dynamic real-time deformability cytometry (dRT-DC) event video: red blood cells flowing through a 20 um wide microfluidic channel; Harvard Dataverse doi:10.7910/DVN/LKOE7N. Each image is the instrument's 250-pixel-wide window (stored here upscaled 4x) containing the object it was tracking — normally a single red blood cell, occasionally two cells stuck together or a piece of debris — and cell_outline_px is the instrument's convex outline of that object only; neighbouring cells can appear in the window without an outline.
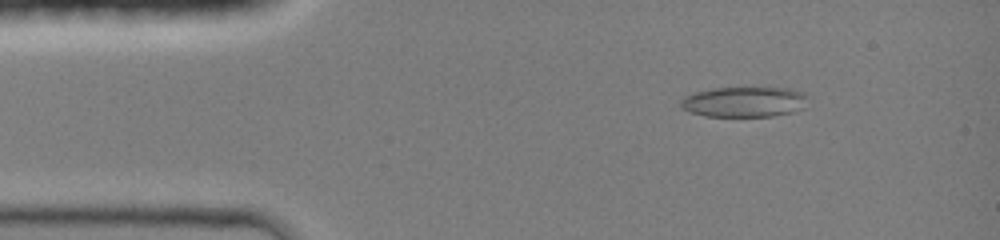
{"species": "common noctule bat (a hibernating species)", "species_latin": "Nyctalus noctula", "temperature_condition": "room temperature", "stored_images_in_passage": 44, "camera_frame_rate_fps": 3000, "um_per_image_px": 0.085, "animal": {"sex": "female", "body_mass_g": 19.0, "forearm_length_mm": 51.5}, "frame": {"image": 1, "passage_image": 6, "time_ms": 1.667, "image_size_px": [1000, 240], "cell_outline_px": [[808, 96], [804, 108], [792, 112], [772, 116], [704, 116], [688, 112], [680, 108], [680, 100], [684, 96], [696, 92], [712, 88], [788, 88], [804, 92]], "centroid_in_image_um": [63.24, 8.66], "position_along_channel_um": 21.8, "area_um2": 22.66}}
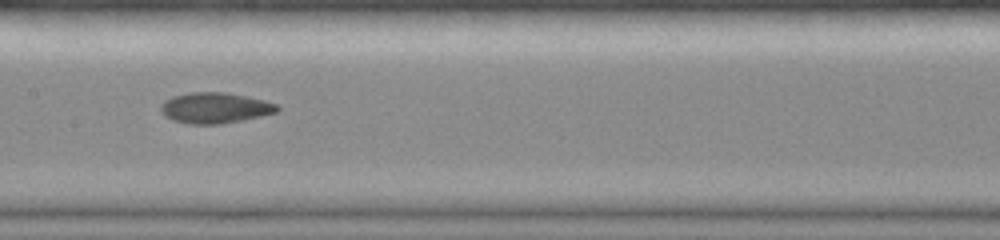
{"frame": {"image": 2, "passage_image": 22, "time_ms": 7.0, "image_size_px": [1000, 240], "cell_outline_px": [[280, 108], [276, 112], [260, 116], [220, 124], [188, 124], [172, 120], [164, 116], [160, 112], [160, 104], [164, 100], [172, 96], [188, 92], [224, 92], [264, 100], [276, 104]], "centroid_in_image_um": [18.2, 9.17], "position_along_channel_um": 189.2, "area_um2": 20.87}}
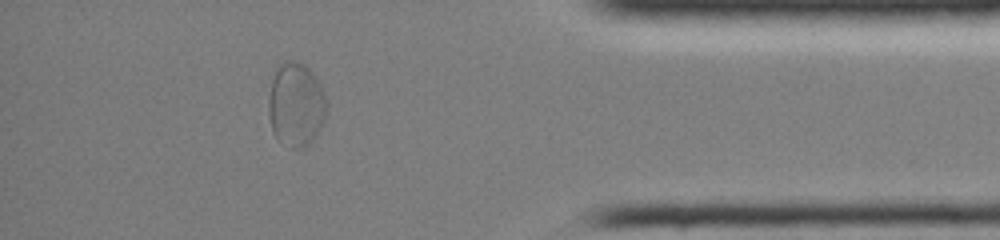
{"frame": {"image": 3, "passage_image": 39, "time_ms": 12.667, "image_size_px": [1000, 240], "cell_outline_px": [[328, 108], [320, 132], [308, 144], [300, 148], [288, 148], [276, 140], [272, 132], [268, 116], [268, 100], [272, 80], [276, 64], [284, 60], [292, 60], [304, 64], [316, 76], [324, 92], [328, 104]], "centroid_in_image_um": [25.15, 8.9], "position_along_channel_um": 410.1, "area_um2": 29.3}, "authors_computed_cell_mechanics": {"area_um2": 21.2993, "velocity_mm_per_s": 4.2872, "shape_relaxation_time_tau1_ms": null, "shape_relaxation_time_tau2_ms": 2.0134, "deformation_change_tau1": null, "deformation_change_tau2": 0.064}}